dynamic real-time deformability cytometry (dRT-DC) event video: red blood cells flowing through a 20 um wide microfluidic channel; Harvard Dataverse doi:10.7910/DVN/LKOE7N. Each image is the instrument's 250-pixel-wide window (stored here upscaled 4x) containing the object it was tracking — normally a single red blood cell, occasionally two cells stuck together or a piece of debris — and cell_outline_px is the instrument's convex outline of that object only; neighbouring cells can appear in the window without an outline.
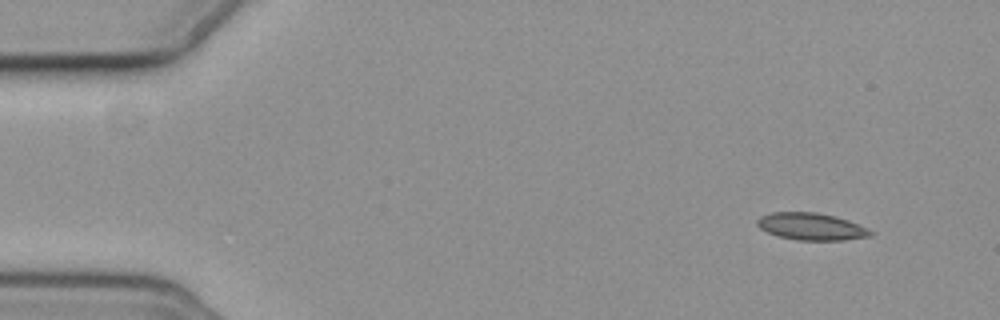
{"species": "common noctule bat (a hibernating species)", "species_latin": "Nyctalus noctula", "temperature_condition": "cold", "stored_images_in_passage": 5, "camera_frame_rate_fps": 3000, "um_per_image_px": 0.085, "animal": {"sex": "female", "body_mass_g": 19.3, "forearm_length_mm": 54.1}, "frame": {"image": 1, "passage_image": 1, "time_ms": 0.0, "image_size_px": [1000, 320], "cell_outline_px": [[872, 236], [844, 240], [796, 240], [776, 236], [760, 228], [756, 224], [756, 220], [760, 216], [772, 212], [816, 212], [848, 220], [872, 232]], "centroid_in_image_um": [68.89, 19.26], "position_along_channel_um": 16.1, "area_um2": 17.74}}
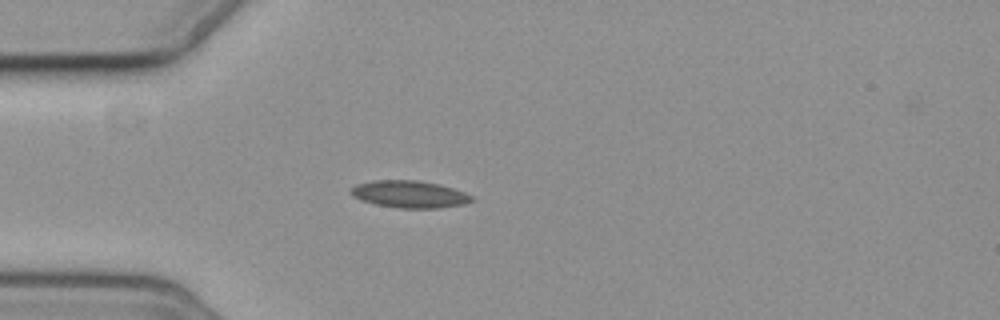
{"frame": {"image": 2, "passage_image": 4, "time_ms": 3.667, "image_size_px": [1000, 320], "cell_outline_px": [[476, 200], [464, 204], [440, 208], [396, 208], [376, 204], [360, 200], [352, 196], [348, 192], [356, 184], [376, 180], [416, 180], [440, 184], [464, 192], [472, 196]], "centroid_in_image_um": [34.8, 16.51], "position_along_channel_um": 50.2, "area_um2": 19.25}}